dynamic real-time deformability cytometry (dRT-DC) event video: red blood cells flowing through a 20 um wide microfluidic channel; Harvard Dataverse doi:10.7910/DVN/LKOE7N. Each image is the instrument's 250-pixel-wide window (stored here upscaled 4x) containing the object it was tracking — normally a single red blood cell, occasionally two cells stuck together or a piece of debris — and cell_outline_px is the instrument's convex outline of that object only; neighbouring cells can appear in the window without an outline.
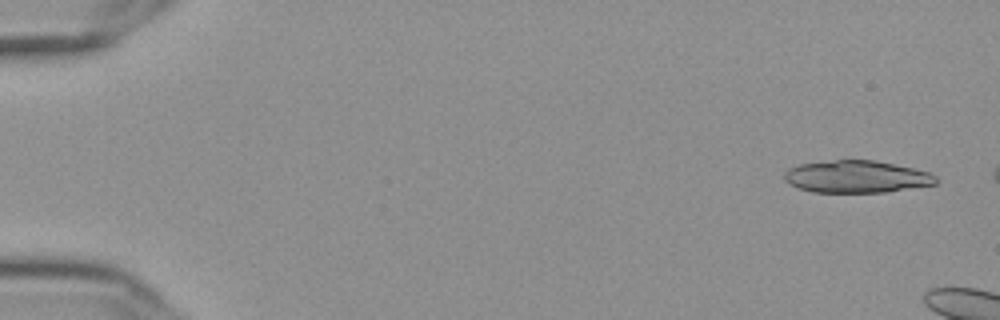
{"species": "Egyptian fruit bat (a non-hibernating species)", "species_latin": "Rousettus aegyptiacus", "temperature_condition": "cold", "stored_images_in_passage": 9, "camera_frame_rate_fps": 3000, "um_per_image_px": 0.085, "frame": {"image": 1, "passage_image": 3, "time_ms": 0.667, "image_size_px": [1000, 320], "cell_outline_px": [[940, 180], [936, 184], [888, 192], [812, 192], [788, 184], [784, 180], [784, 172], [788, 168], [800, 164], [836, 160], [872, 160], [912, 168], [928, 172], [936, 176]], "centroid_in_image_um": [72.8, 15.03], "position_along_channel_um": 12.2, "area_um2": 28.44}}